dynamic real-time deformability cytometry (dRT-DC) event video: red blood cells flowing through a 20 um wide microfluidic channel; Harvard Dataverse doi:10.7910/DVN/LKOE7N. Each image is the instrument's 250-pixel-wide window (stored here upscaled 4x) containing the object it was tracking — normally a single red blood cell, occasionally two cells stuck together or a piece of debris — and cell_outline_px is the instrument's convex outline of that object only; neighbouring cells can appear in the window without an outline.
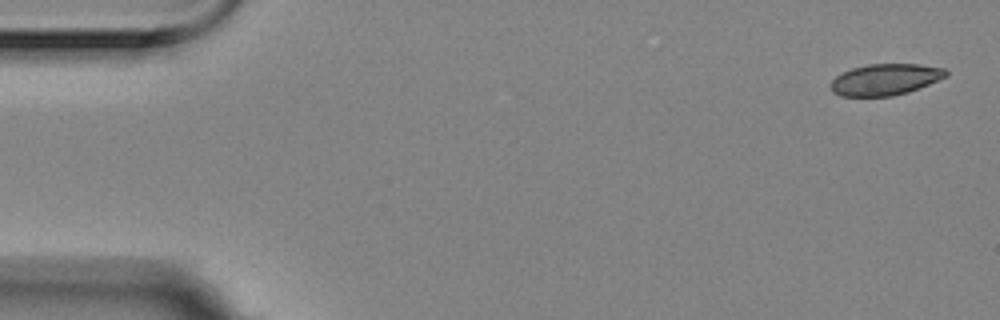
{"species": "Egyptian fruit bat (a non-hibernating species)", "species_latin": "Rousettus aegyptiacus", "temperature_condition": "room temperature", "stored_images_in_passage": 5, "camera_frame_rate_fps": 3000, "um_per_image_px": 0.085, "animal": {"sex": "female"}, "frame": {"image": 1, "passage_image": 1, "time_ms": 0.0, "image_size_px": [1000, 320], "cell_outline_px": [[948, 76], [908, 92], [892, 96], [840, 96], [832, 92], [828, 84], [836, 76], [852, 68], [868, 64], [920, 64], [944, 68], [948, 72]], "centroid_in_image_um": [75.22, 6.76], "position_along_channel_um": 9.8, "area_um2": 21.1}}
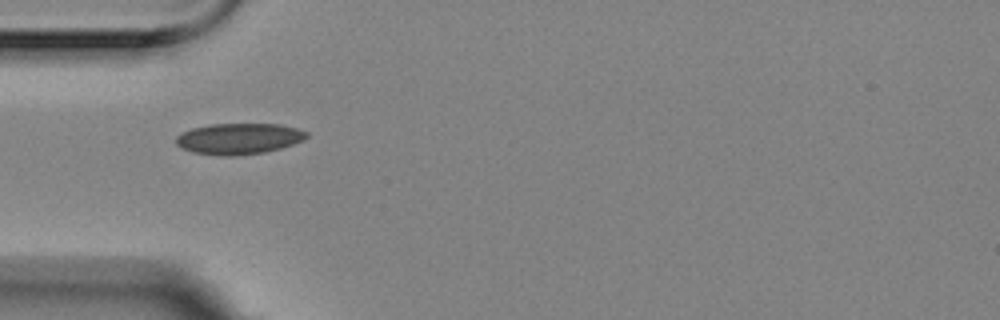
{"frame": {"image": 2, "passage_image": 4, "time_ms": 1.0, "image_size_px": [1000, 320], "cell_outline_px": [[308, 136], [304, 140], [280, 148], [264, 152], [232, 156], [220, 156], [192, 152], [180, 148], [176, 144], [176, 136], [192, 128], [212, 124], [280, 124], [296, 128], [308, 132]], "centroid_in_image_um": [20.29, 11.79], "position_along_channel_um": 64.7, "area_um2": 23.58}}
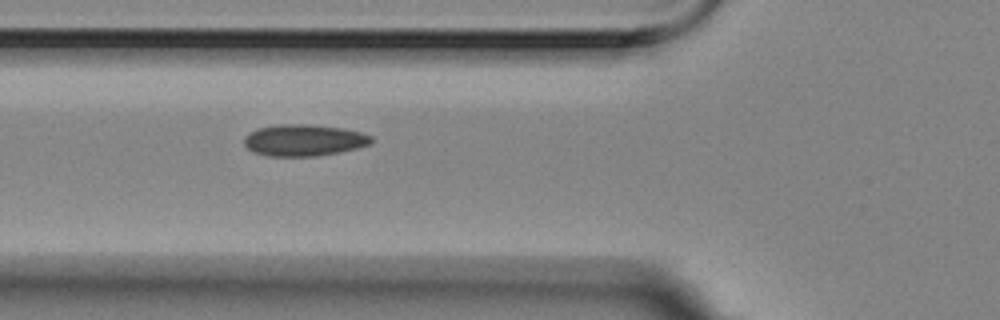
{"frame": {"image": 3, "passage_image": 5, "time_ms": 1.333, "image_size_px": [1000, 320], "cell_outline_px": [[372, 144], [340, 152], [316, 156], [268, 156], [252, 152], [244, 144], [244, 136], [248, 132], [256, 128], [276, 124], [308, 124], [344, 128], [364, 132], [372, 136]], "centroid_in_image_um": [25.82, 11.91], "position_along_channel_um": 100.0, "area_um2": 23.81}}